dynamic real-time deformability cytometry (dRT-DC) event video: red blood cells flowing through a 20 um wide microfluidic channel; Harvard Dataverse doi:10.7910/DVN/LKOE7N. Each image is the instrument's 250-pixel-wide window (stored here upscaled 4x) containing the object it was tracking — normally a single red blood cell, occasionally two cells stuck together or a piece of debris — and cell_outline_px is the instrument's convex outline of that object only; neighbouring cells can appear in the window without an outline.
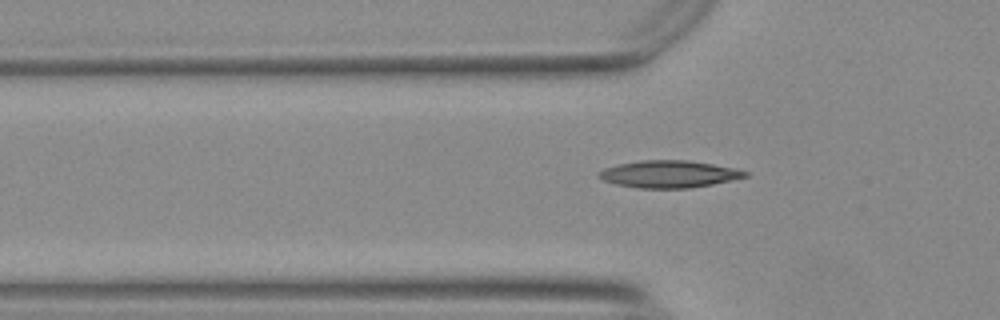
{"species": "Egyptian fruit bat (a non-hibernating species)", "species_latin": "Rousettus aegyptiacus", "temperature_condition": "warm", "stored_images_in_passage": 39, "camera_frame_rate_fps": 3000, "um_per_image_px": 0.085, "animal": {"sex": "female"}, "frame": {"image": 1, "passage_image": 2, "time_ms": 0.333, "image_size_px": [1000, 320], "cell_outline_px": [[748, 176], [712, 184], [688, 188], [640, 188], [616, 184], [604, 180], [596, 176], [596, 172], [604, 168], [620, 164], [640, 160], [688, 160], [712, 164], [732, 168], [748, 172]], "centroid_in_image_um": [56.81, 14.79], "position_along_channel_um": 69.0, "area_um2": 22.95}}
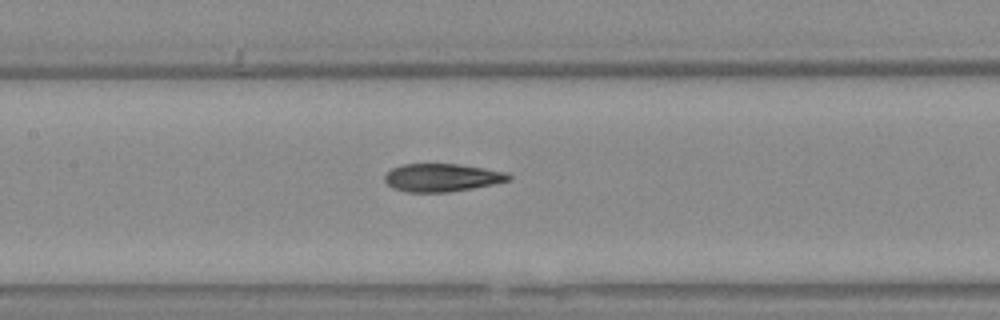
{"frame": {"image": 2, "passage_image": 10, "time_ms": 3.0, "image_size_px": [1000, 320], "cell_outline_px": [[512, 180], [472, 188], [448, 192], [408, 192], [392, 188], [384, 180], [384, 176], [392, 168], [404, 164], [460, 164], [508, 172], [512, 176]], "centroid_in_image_um": [37.59, 15.09], "position_along_channel_um": 169.8, "area_um2": 20.23}}
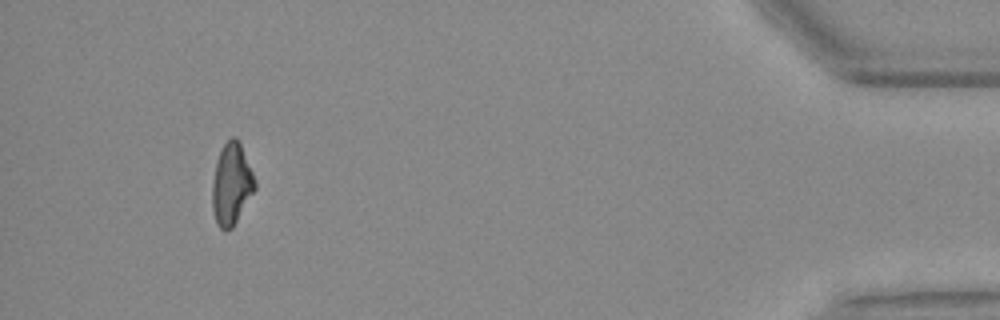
{"frame": {"image": 3, "passage_image": 35, "time_ms": 11.333, "image_size_px": [1000, 320], "cell_outline_px": [[256, 188], [232, 228], [220, 228], [216, 224], [212, 208], [212, 184], [216, 160], [224, 144], [232, 136], [236, 136], [240, 140], [256, 180]], "centroid_in_image_um": [19.68, 15.61], "position_along_channel_um": 415.5, "area_um2": 20.35}, "authors_computed_cell_mechanics": {"area_um2": 20.4612, "velocity_mm_per_s": 3.768, "shape_relaxation_time_tau1_ms": null, "shape_relaxation_time_tau2_ms": 3.0089, "deformation_change_tau1": null, "deformation_change_tau2": 0.0917}}